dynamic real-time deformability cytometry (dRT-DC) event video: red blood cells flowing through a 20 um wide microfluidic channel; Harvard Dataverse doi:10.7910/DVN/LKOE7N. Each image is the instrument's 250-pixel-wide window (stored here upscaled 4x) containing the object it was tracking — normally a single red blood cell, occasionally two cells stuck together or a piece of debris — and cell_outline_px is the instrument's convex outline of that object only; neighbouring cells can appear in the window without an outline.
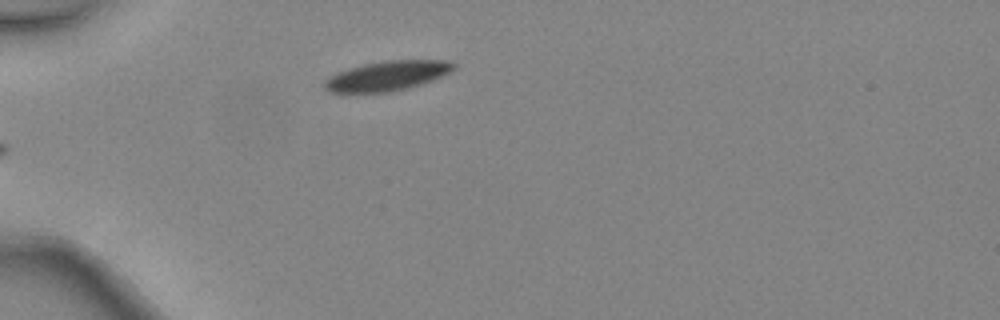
{"species": "common noctule bat (a hibernating species)", "species_latin": "Nyctalus noctula", "temperature_condition": "warm", "stored_images_in_passage": 1, "camera_frame_rate_fps": 3000, "um_per_image_px": 0.085, "animal": {"sex": "female", "body_mass_g": 24.6, "forearm_length_mm": 56.2}, "frame": {"image": 1, "passage_image": 1, "time_ms": 0.0, "image_size_px": [1000, 320], "cell_outline_px": [[456, 68], [452, 72], [432, 80], [408, 88], [388, 92], [328, 92], [324, 88], [324, 80], [348, 68], [364, 64], [384, 60], [452, 60], [456, 64]], "centroid_in_image_um": [32.98, 6.43], "position_along_channel_um": 52.0, "area_um2": 22.37}}